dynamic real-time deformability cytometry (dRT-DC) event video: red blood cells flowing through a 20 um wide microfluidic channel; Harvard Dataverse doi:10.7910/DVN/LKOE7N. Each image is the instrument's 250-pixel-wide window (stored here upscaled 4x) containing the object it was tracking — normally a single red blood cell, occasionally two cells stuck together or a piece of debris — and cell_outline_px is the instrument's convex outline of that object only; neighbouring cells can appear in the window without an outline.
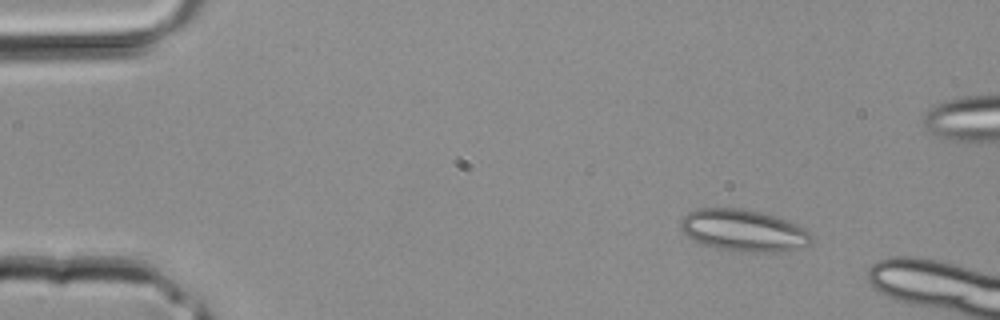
{"species": "common noctule bat (a hibernating species)", "species_latin": "Nyctalus noctula", "temperature_condition": "room temperature", "stored_images_in_passage": 5, "camera_frame_rate_fps": 3000, "um_per_image_px": 0.085, "animal": {"sex": "male", "body_mass_g": 20.4}, "frame": {"image": 1, "passage_image": 1, "time_ms": 0.0, "image_size_px": [1000, 320], "cell_outline_px": [[812, 240], [808, 244], [784, 252], [744, 252], [716, 248], [704, 244], [688, 236], [680, 228], [680, 220], [688, 212], [696, 208], [740, 208], [760, 212], [788, 220], [804, 228], [812, 236]], "centroid_in_image_um": [63.19, 19.58], "position_along_channel_um": 21.8, "area_um2": 31.79}}